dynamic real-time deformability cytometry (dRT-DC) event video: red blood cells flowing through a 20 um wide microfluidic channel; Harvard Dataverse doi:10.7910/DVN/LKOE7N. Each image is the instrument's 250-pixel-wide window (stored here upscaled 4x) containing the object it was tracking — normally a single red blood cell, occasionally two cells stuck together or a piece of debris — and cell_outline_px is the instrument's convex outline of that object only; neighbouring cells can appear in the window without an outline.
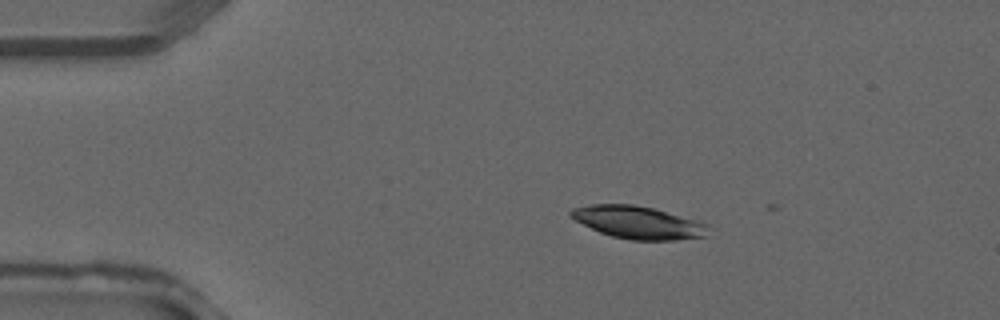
{"species": "common noctule bat (a hibernating species)", "species_latin": "Nyctalus noctula", "temperature_condition": "warm", "stored_images_in_passage": 2, "camera_frame_rate_fps": 3000, "um_per_image_px": 0.085, "animal": {"sex": "male", "forearm_length_mm": 52.5}, "frame": {"image": 1, "passage_image": 1, "time_ms": 0.0, "image_size_px": [1000, 320], "cell_outline_px": [[708, 236], [676, 240], [628, 240], [612, 236], [600, 232], [568, 216], [568, 212], [572, 208], [588, 204], [632, 204], [652, 208], [700, 220], [708, 224]], "centroid_in_image_um": [54.26, 18.9], "position_along_channel_um": 30.7, "area_um2": 26.3}}